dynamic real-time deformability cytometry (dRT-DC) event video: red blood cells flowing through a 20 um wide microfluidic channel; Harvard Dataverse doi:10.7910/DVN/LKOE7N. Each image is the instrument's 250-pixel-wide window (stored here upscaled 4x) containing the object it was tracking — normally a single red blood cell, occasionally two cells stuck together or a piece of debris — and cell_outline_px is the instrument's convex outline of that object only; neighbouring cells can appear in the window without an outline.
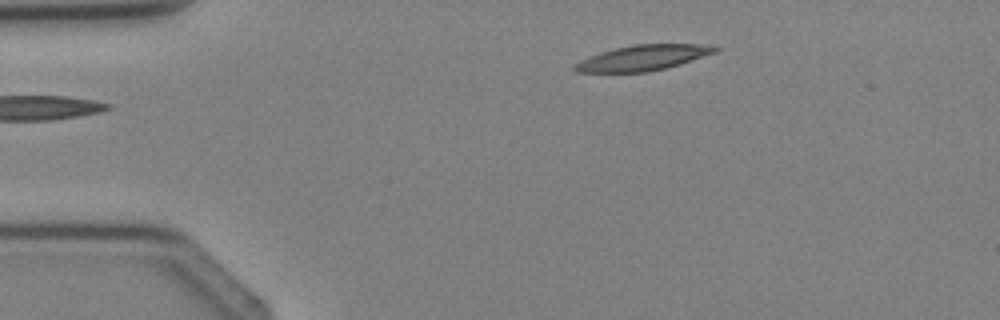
{"species": "Egyptian fruit bat (a non-hibernating species)", "species_latin": "Rousettus aegyptiacus", "temperature_condition": "cold", "stored_images_in_passage": 1, "camera_frame_rate_fps": 3000, "um_per_image_px": 0.085, "animal": {"sex": "female"}, "frame": {"image": 1, "passage_image": 1, "time_ms": 0.0, "image_size_px": [1000, 320], "cell_outline_px": [[720, 48], [716, 52], [664, 68], [648, 72], [576, 72], [572, 68], [580, 60], [600, 52], [632, 44], [712, 44]], "centroid_in_image_um": [54.64, 4.9], "position_along_channel_um": 30.4, "area_um2": 20.58}}